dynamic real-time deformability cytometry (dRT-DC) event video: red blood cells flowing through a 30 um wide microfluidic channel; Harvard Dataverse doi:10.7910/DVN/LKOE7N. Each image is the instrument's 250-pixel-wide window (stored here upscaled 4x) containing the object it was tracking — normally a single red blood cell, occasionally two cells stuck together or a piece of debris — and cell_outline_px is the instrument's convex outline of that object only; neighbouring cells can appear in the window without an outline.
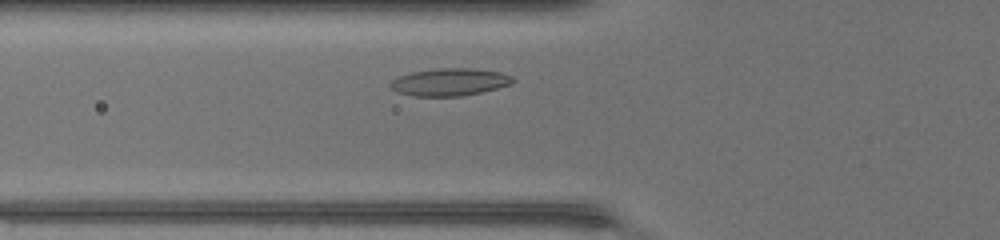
{"species": "common noctule bat (a hibernating species)", "species_latin": "Nyctalus noctula", "temperature_condition": "warm", "stored_images_in_passage": 30, "camera_frame_rate_fps": 3000, "um_per_image_px": 0.085, "animal": {"sex": "female", "body_mass_g": 17.0, "forearm_length_mm": 48.0}, "frame": {"image": 1, "passage_image": 5, "time_ms": 1.333, "image_size_px": [1000, 240], "cell_outline_px": [[516, 80], [512, 84], [480, 92], [460, 96], [416, 96], [396, 92], [388, 84], [392, 80], [400, 76], [412, 72], [440, 68], [468, 68], [500, 72], [512, 76]], "centroid_in_image_um": [38.22, 6.97], "position_along_channel_um": 87.6, "area_um2": 19.42}}
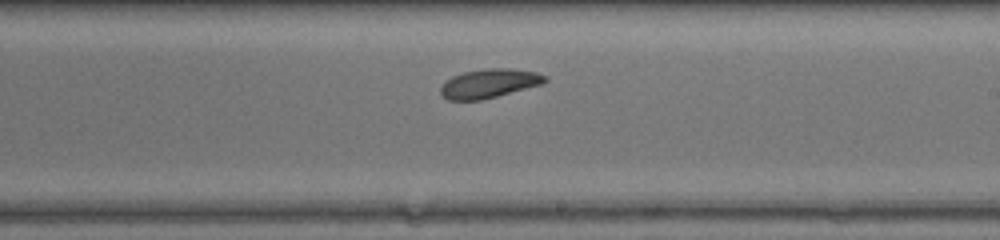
{"frame": {"image": 2, "passage_image": 16, "time_ms": 5.0, "image_size_px": [1000, 240], "cell_outline_px": [[548, 80], [544, 84], [480, 100], [448, 100], [440, 92], [440, 88], [444, 80], [452, 76], [464, 72], [488, 68], [508, 68], [536, 72], [544, 76]], "centroid_in_image_um": [41.56, 7.09], "position_along_channel_um": 247.4, "area_um2": 17.57}}
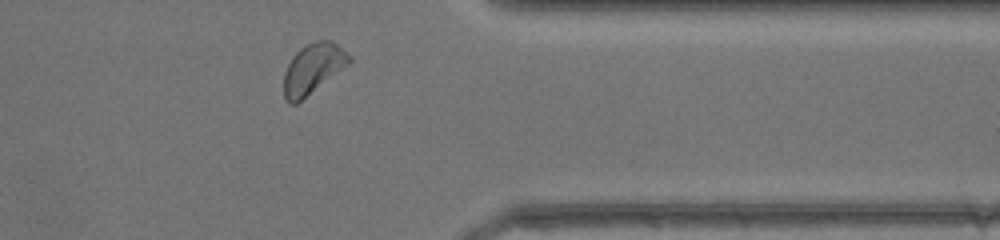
{"frame": {"image": 3, "passage_image": 26, "time_ms": 8.333, "image_size_px": [1000, 240], "cell_outline_px": [[352, 60], [348, 64], [296, 104], [288, 104], [284, 96], [284, 72], [292, 56], [300, 48], [316, 40], [332, 40], [352, 56]], "centroid_in_image_um": [26.59, 5.82], "position_along_channel_um": 384.8, "area_um2": 18.9}, "authors_computed_cell_mechanics": {"area_um2": 18.0336, "velocity_mm_per_s": 4.3606, "shape_relaxation_time_tau1_ms": 2.8848, "shape_relaxation_time_tau2_ms": null, "deformation_change_tau1": 0.1084, "deformation_change_tau2": null}}